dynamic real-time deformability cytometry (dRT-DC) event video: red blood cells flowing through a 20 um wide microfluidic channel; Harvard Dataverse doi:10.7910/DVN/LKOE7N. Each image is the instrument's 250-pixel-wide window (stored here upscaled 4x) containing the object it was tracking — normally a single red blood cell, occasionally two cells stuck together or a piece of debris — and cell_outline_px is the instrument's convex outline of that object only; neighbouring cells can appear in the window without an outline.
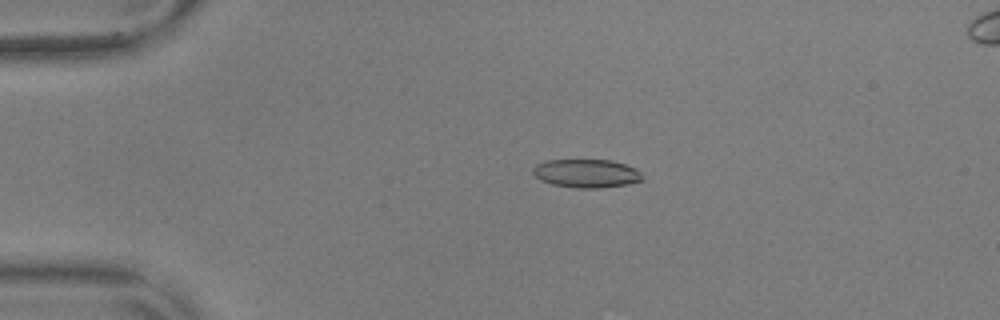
{"species": "common noctule bat (a hibernating species)", "species_latin": "Nyctalus noctula", "temperature_condition": "warm", "stored_images_in_passage": 47, "camera_frame_rate_fps": 3000, "um_per_image_px": 0.085, "animal": {"sex": "male", "body_mass_g": 17.9, "forearm_length_mm": 54.2}, "frame": {"image": 1, "passage_image": 3, "time_ms": 0.667, "image_size_px": [1000, 320], "cell_outline_px": [[644, 180], [628, 184], [600, 188], [576, 188], [552, 184], [540, 180], [532, 172], [532, 168], [536, 164], [544, 160], [612, 160], [636, 168], [644, 176]], "centroid_in_image_um": [49.85, 14.74], "position_along_channel_um": 35.1, "area_um2": 18.32}}
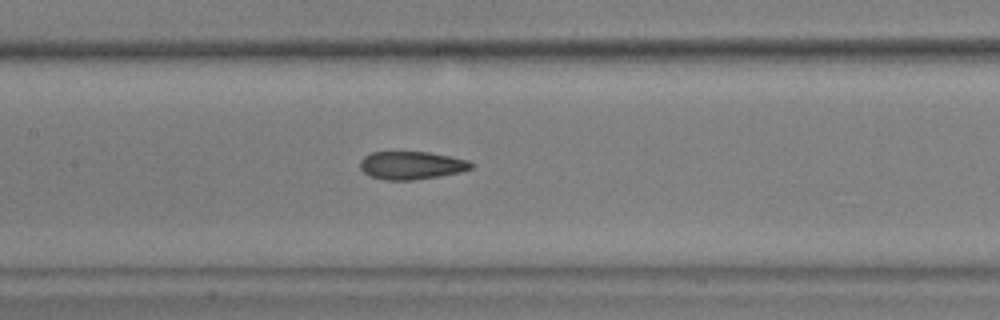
{"frame": {"image": 2, "passage_image": 18, "time_ms": 5.667, "image_size_px": [1000, 320], "cell_outline_px": [[472, 168], [460, 172], [440, 176], [412, 180], [384, 180], [368, 176], [360, 168], [360, 160], [364, 156], [372, 152], [428, 152], [468, 160], [472, 164]], "centroid_in_image_um": [34.93, 14.06], "position_along_channel_um": 172.5, "area_um2": 18.09}}
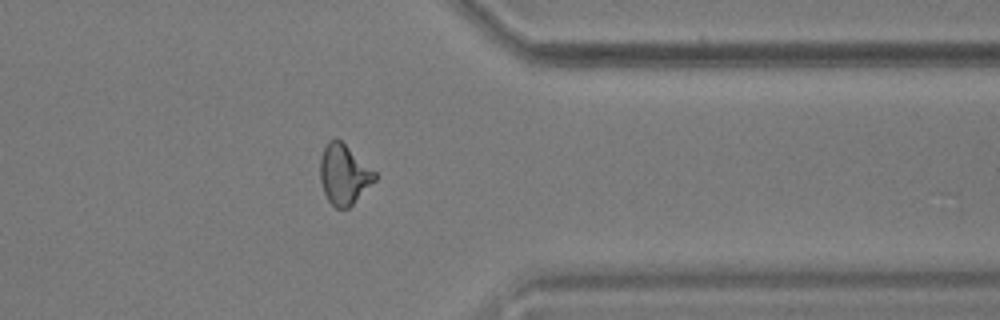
{"frame": {"image": 3, "passage_image": 36, "time_ms": 11.667, "image_size_px": [1000, 320], "cell_outline_px": [[376, 180], [348, 208], [336, 208], [328, 200], [324, 192], [320, 180], [320, 160], [324, 148], [328, 140], [336, 136], [376, 172]], "centroid_in_image_um": [29.22, 14.8], "position_along_channel_um": 382.2, "area_um2": 19.02}, "authors_computed_cell_mechanics": {"area_um2": 18.496, "velocity_mm_per_s": 3.6192, "shape_relaxation_time_tau1_ms": 7.5374, "shape_relaxation_time_tau2_ms": 2.4202, "deformation_change_tau1": 0.2199, "deformation_change_tau2": 0.107}}